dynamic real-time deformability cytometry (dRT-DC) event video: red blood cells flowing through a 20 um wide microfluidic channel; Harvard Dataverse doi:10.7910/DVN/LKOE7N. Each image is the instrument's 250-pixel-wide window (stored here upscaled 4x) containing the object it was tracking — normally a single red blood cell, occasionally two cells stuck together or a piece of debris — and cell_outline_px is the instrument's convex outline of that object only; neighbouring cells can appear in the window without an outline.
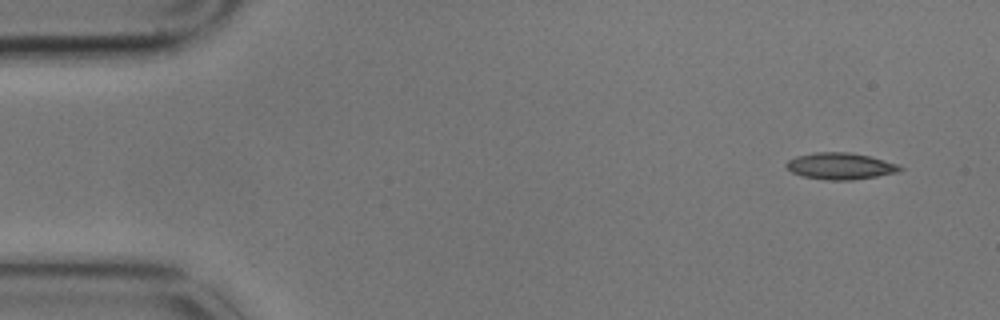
{"species": "common noctule bat (a hibernating species)", "species_latin": "Nyctalus noctula", "temperature_condition": "cold", "stored_images_in_passage": 5, "camera_frame_rate_fps": 3000, "um_per_image_px": 0.085, "animal": {"sex": "male", "body_mass_g": 17.9}, "frame": {"image": 1, "passage_image": 1, "time_ms": 0.0, "image_size_px": [1000, 320], "cell_outline_px": [[904, 168], [896, 172], [876, 176], [852, 180], [828, 180], [800, 176], [792, 172], [784, 164], [788, 160], [796, 156], [816, 152], [848, 152], [868, 156], [884, 160], [896, 164]], "centroid_in_image_um": [71.38, 14.12], "position_along_channel_um": 13.6, "area_um2": 17.46}}